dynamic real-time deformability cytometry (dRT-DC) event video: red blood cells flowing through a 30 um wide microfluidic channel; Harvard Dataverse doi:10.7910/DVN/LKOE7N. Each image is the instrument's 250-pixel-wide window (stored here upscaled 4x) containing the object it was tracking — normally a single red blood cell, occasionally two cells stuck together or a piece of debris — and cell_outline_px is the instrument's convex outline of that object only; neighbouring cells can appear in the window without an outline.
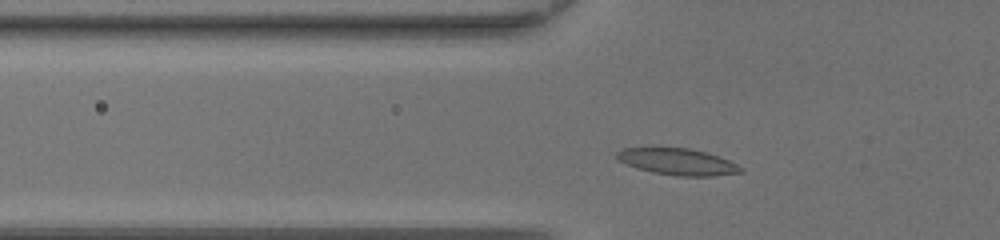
{"species": "common noctule bat (a hibernating species)", "species_latin": "Nyctalus noctula", "temperature_condition": "room temperature", "stored_images_in_passage": 32, "camera_frame_rate_fps": 3000, "um_per_image_px": 0.085, "animal": {"sex": "female", "body_mass_g": 20.0, "forearm_length_mm": 54.0}, "frame": {"image": 1, "passage_image": 5, "time_ms": 1.333, "image_size_px": [1000, 240], "cell_outline_px": [[744, 172], [712, 176], [676, 176], [652, 172], [616, 160], [616, 152], [624, 148], [652, 144], [688, 148], [704, 152], [728, 160], [744, 168]], "centroid_in_image_um": [57.51, 13.69], "position_along_channel_um": 68.3, "area_um2": 19.83}}
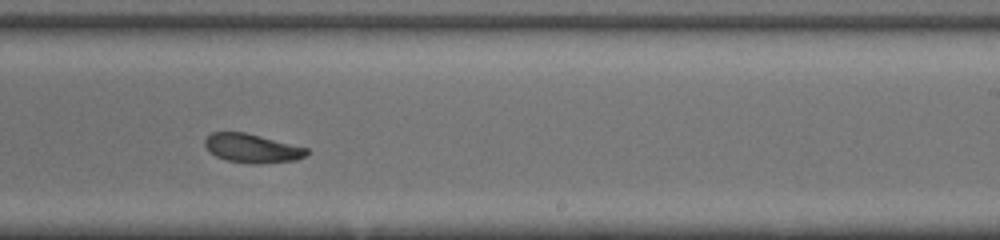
{"frame": {"image": 2, "passage_image": 19, "time_ms": 6.0, "image_size_px": [1000, 240], "cell_outline_px": [[308, 152], [304, 156], [296, 160], [260, 164], [252, 164], [228, 160], [216, 156], [208, 152], [204, 144], [204, 140], [212, 132], [244, 132], [308, 148]], "centroid_in_image_um": [21.4, 12.61], "position_along_channel_um": 267.6, "area_um2": 17.05}}
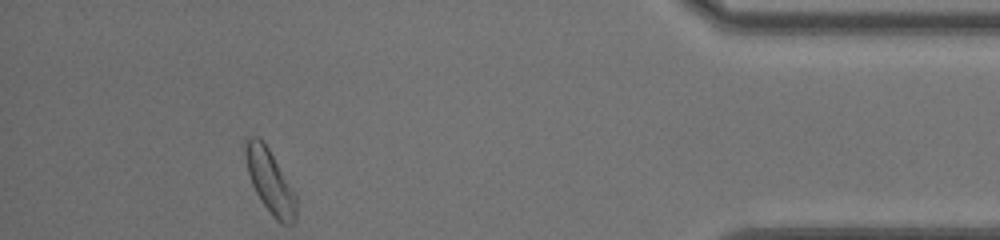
{"frame": {"image": 3, "passage_image": 32, "time_ms": 10.333, "image_size_px": [1000, 240], "cell_outline_px": [[296, 220], [292, 224], [284, 224], [276, 220], [272, 216], [260, 200], [252, 184], [248, 172], [244, 156], [244, 140], [248, 136], [256, 136], [268, 148], [296, 196]], "centroid_in_image_um": [22.92, 15.42], "position_along_channel_um": 412.3, "area_um2": 18.55}, "authors_computed_cell_mechanics": {"area_um2": 18.1203, "velocity_mm_per_s": 4.3509, "shape_relaxation_time_tau1_ms": 3.9929, "shape_relaxation_time_tau2_ms": 5.1927, "deformation_change_tau1": 0.1103, "deformation_change_tau2": 0.1134}}